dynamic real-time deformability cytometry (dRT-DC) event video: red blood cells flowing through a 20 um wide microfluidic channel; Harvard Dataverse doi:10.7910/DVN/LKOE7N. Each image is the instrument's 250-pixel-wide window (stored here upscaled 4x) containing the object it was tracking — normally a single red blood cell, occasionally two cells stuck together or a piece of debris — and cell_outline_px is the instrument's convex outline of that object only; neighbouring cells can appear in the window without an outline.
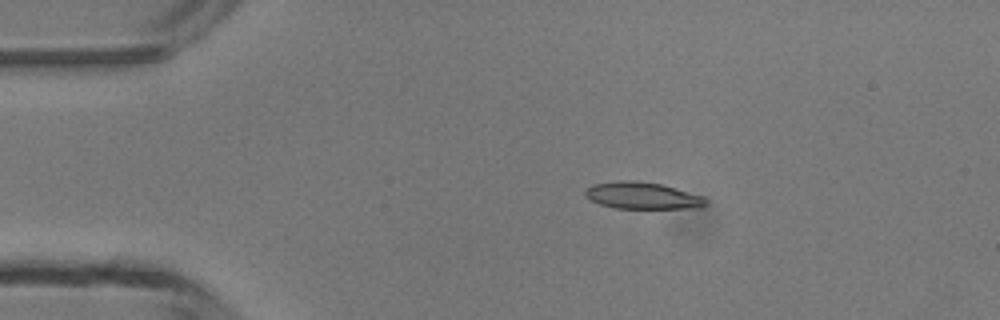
{"species": "common noctule bat (a hibernating species)", "species_latin": "Nyctalus noctula", "temperature_condition": "room temperature", "stored_images_in_passage": 3, "camera_frame_rate_fps": 3000, "um_per_image_px": 0.085, "animal": {"sex": "male", "body_mass_g": 13.3}, "frame": {"image": 1, "passage_image": 2, "time_ms": 1.333, "image_size_px": [1000, 320], "cell_outline_px": [[708, 204], [700, 208], [616, 208], [600, 204], [584, 196], [584, 192], [592, 184], [616, 180], [636, 180], [660, 184], [676, 188], [704, 196]], "centroid_in_image_um": [54.61, 16.62], "position_along_channel_um": 30.4, "area_um2": 18.96}}